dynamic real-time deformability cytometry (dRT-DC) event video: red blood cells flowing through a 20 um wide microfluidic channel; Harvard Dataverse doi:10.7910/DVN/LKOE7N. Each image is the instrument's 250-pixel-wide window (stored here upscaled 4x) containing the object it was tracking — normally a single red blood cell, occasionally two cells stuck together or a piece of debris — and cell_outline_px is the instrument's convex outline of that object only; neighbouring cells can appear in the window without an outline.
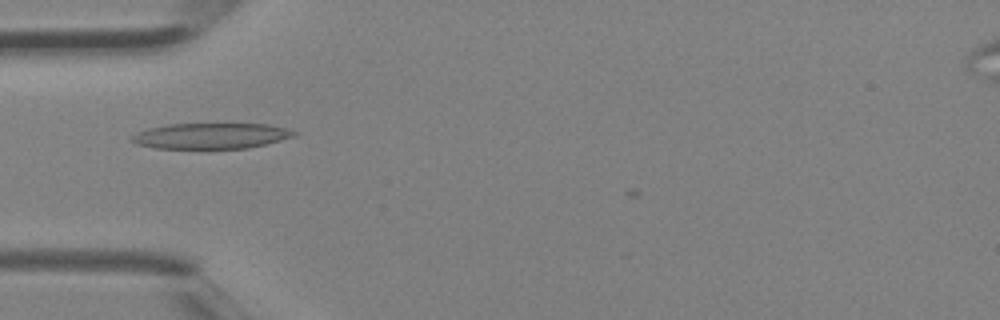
{"species": "Egyptian fruit bat (a non-hibernating species)", "species_latin": "Rousettus aegyptiacus", "temperature_condition": "room temperature", "stored_images_in_passage": 4, "camera_frame_rate_fps": 3000, "um_per_image_px": 0.085, "animal": {"sex": "female"}, "frame": {"image": 1, "passage_image": 4, "time_ms": 1.0, "image_size_px": [1000, 320], "cell_outline_px": [[296, 136], [248, 148], [156, 148], [140, 144], [128, 140], [136, 132], [148, 128], [168, 124], [268, 124], [284, 128], [296, 132]], "centroid_in_image_um": [17.91, 11.54], "position_along_channel_um": 67.1, "area_um2": 24.04}}